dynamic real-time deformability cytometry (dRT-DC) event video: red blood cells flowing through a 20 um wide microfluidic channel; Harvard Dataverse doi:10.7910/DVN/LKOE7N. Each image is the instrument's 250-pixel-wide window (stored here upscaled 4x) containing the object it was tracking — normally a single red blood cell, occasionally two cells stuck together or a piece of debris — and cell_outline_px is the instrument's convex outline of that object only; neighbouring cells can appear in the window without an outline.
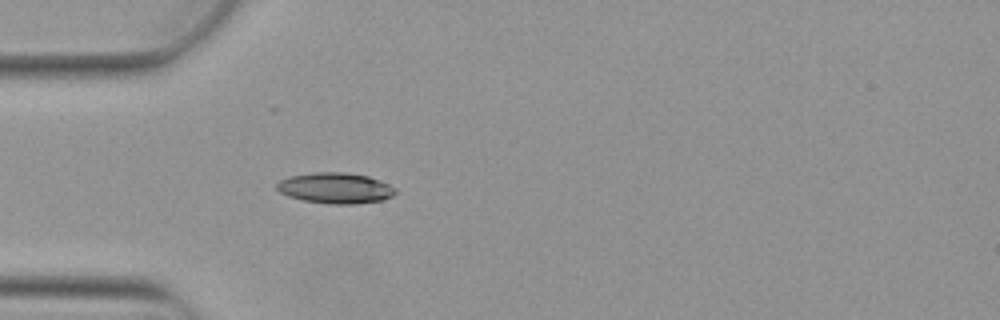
{"species": "Egyptian fruit bat (a non-hibernating species)", "species_latin": "Rousettus aegyptiacus", "temperature_condition": "warm", "stored_images_in_passage": 1, "camera_frame_rate_fps": 3000, "um_per_image_px": 0.085, "animal": {"sex": "female"}, "frame": {"image": 1, "passage_image": 1, "time_ms": 0.0, "image_size_px": [1000, 320], "cell_outline_px": [[396, 192], [392, 196], [384, 200], [352, 204], [332, 204], [304, 200], [288, 196], [280, 192], [276, 188], [276, 184], [280, 180], [288, 176], [316, 172], [344, 172], [368, 176], [388, 184], [396, 188]], "centroid_in_image_um": [28.5, 15.98], "position_along_channel_um": 56.5, "area_um2": 21.21}}